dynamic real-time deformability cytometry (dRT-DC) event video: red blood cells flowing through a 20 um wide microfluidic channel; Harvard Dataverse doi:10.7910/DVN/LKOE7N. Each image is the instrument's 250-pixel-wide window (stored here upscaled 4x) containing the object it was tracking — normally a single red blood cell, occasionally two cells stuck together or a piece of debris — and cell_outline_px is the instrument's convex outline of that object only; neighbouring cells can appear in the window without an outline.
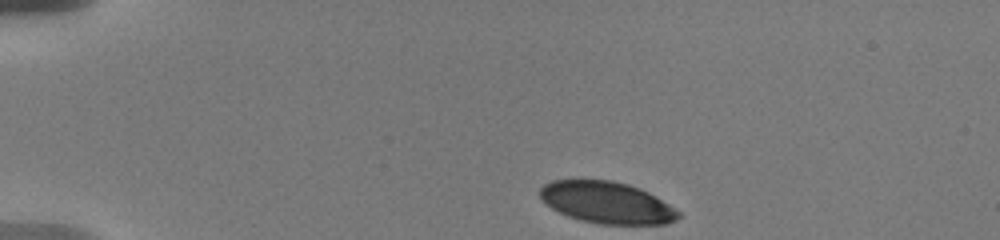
{"species": "human", "species_latin": "Homo sapiens", "temperature_condition": "warm", "stored_images_in_passage": 26, "camera_frame_rate_fps": 3000, "um_per_image_px": 0.085, "donor": {"sex": "male"}, "frame": {"image": 1, "passage_image": 1, "time_ms": 0.0, "image_size_px": [1000, 240], "cell_outline_px": [[680, 216], [676, 220], [668, 224], [596, 224], [580, 220], [568, 216], [552, 208], [540, 196], [540, 188], [544, 184], [552, 180], [580, 176], [612, 180], [628, 184], [640, 188], [648, 192], [668, 204], [680, 212]], "centroid_in_image_um": [51.54, 17.17], "position_along_channel_um": 33.5, "area_um2": 34.39}}
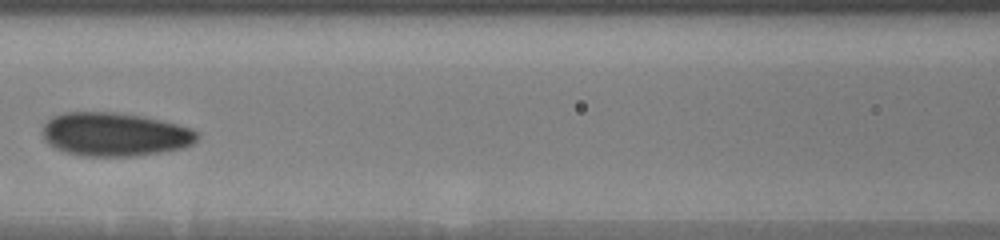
{"frame": {"image": 2, "passage_image": 12, "time_ms": 5.333, "image_size_px": [1000, 240], "cell_outline_px": [[200, 136], [192, 144], [184, 148], [160, 152], [132, 156], [84, 156], [68, 152], [56, 148], [48, 144], [44, 140], [40, 132], [44, 124], [52, 116], [64, 112], [116, 112], [144, 116], [192, 128], [200, 132]], "centroid_in_image_um": [9.75, 11.41], "position_along_channel_um": 156.8, "area_um2": 39.59}}
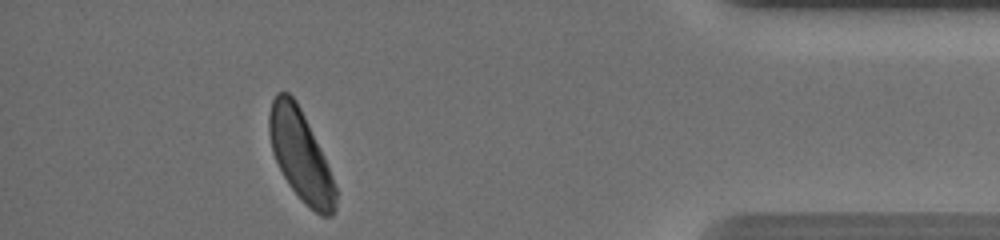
{"frame": {"image": 3, "passage_image": 23, "time_ms": 13.333, "image_size_px": [1000, 240], "cell_outline_px": [[336, 212], [332, 216], [320, 216], [288, 184], [272, 152], [268, 132], [268, 116], [272, 100], [276, 92], [288, 92], [296, 100], [324, 156], [336, 188]], "centroid_in_image_um": [25.53, 13.18], "position_along_channel_um": 409.7, "area_um2": 34.45}, "authors_computed_cell_mechanics": {"area_um2": 35.6048, "velocity_mm_per_s": 3.6283, "shape_relaxation_time_tau1_ms": 2.8566, "shape_relaxation_time_tau2_ms": 2.7008, "deformation_change_tau1": 0.0881, "deformation_change_tau2": 0.0478}}